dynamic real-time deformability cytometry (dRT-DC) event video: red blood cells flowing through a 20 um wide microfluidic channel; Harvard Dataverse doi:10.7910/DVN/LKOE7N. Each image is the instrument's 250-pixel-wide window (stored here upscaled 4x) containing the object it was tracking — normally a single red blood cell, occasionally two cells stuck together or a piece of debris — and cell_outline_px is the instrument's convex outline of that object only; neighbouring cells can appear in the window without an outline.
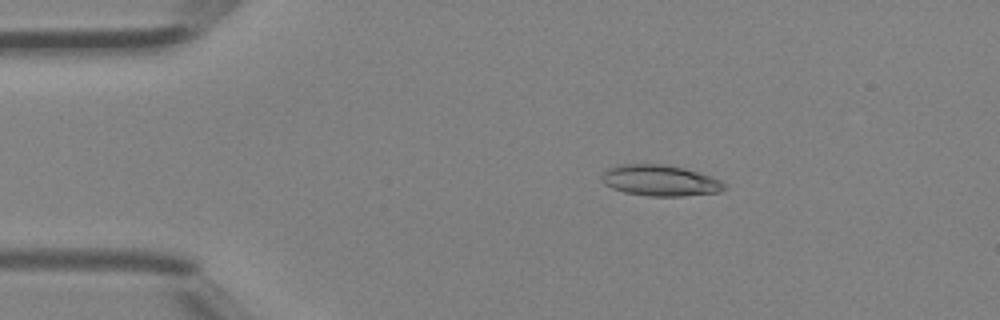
{"species": "Egyptian fruit bat (a non-hibernating species)", "species_latin": "Rousettus aegyptiacus", "temperature_condition": "room temperature", "stored_images_in_passage": 3, "camera_frame_rate_fps": 3000, "um_per_image_px": 0.085, "animal": {"sex": "female"}, "frame": {"image": 1, "passage_image": 2, "time_ms": 0.333, "image_size_px": [1000, 320], "cell_outline_px": [[728, 188], [720, 192], [684, 196], [648, 196], [624, 192], [612, 188], [604, 184], [600, 180], [600, 176], [608, 168], [616, 164], [664, 164], [684, 168], [700, 172], [712, 176], [720, 180]], "centroid_in_image_um": [56.1, 15.34], "position_along_channel_um": 28.9, "area_um2": 22.48}}
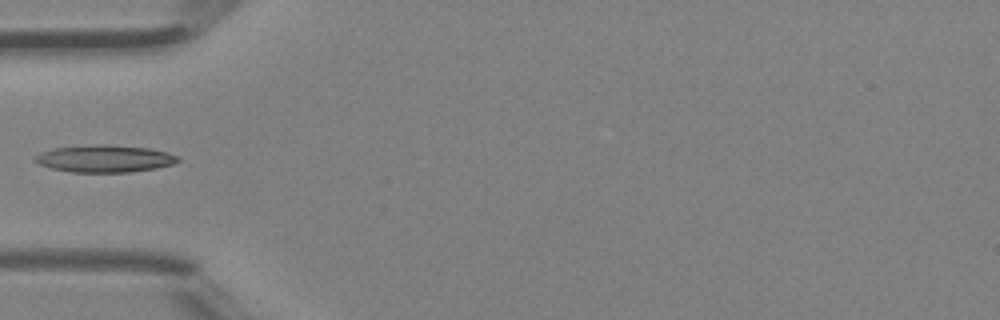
{"frame": {"image": 2, "passage_image": 3, "time_ms": 0.667, "image_size_px": [1000, 320], "cell_outline_px": [[180, 160], [176, 164], [156, 168], [132, 172], [72, 172], [52, 168], [40, 164], [32, 160], [32, 156], [40, 152], [52, 148], [96, 144], [108, 144], [148, 148], [168, 152], [180, 156]], "centroid_in_image_um": [8.91, 13.48], "position_along_channel_um": 76.1, "area_um2": 23.0}}